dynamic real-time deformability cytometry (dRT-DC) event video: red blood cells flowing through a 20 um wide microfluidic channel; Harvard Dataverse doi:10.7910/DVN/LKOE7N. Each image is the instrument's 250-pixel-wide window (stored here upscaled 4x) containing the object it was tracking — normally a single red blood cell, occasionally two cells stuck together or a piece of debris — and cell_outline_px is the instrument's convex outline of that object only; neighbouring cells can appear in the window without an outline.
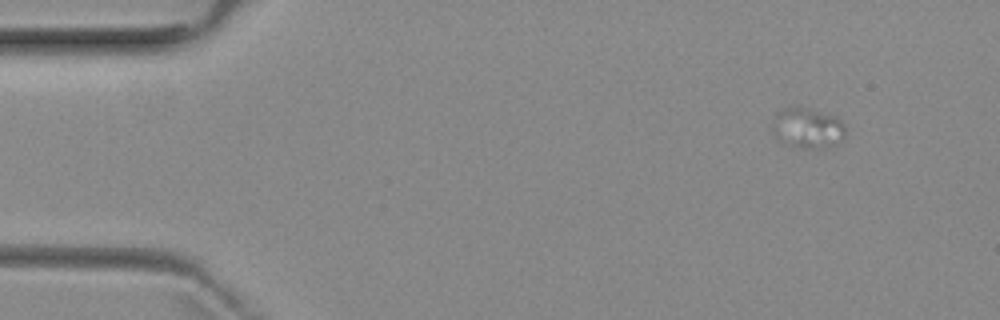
{"species": "common noctule bat (a hibernating species)", "species_latin": "Nyctalus noctula", "temperature_condition": "room temperature", "stored_images_in_passage": 4, "camera_frame_rate_fps": 3000, "um_per_image_px": 0.085, "animal": {"sex": "female", "body_mass_g": 29.2, "forearm_length_mm": 56.3}, "frame": {"image": 1, "passage_image": 2, "time_ms": 1.0, "image_size_px": [1000, 320], "cell_outline_px": [[844, 136], [832, 144], [820, 148], [804, 148], [788, 144], [772, 136], [772, 132], [776, 112], [784, 108], [804, 108], [836, 116], [844, 124]], "centroid_in_image_um": [68.6, 10.88], "position_along_channel_um": 16.4, "area_um2": 16.65}}
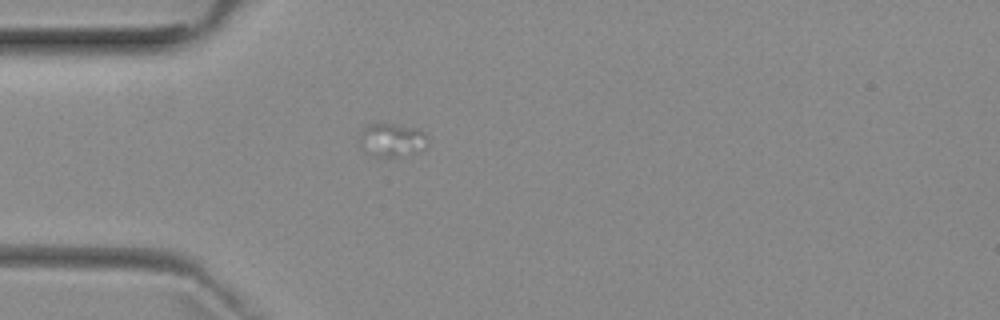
{"frame": {"image": 2, "passage_image": 4, "time_ms": 4.333, "image_size_px": [1000, 320], "cell_outline_px": [[428, 148], [420, 152], [392, 156], [376, 156], [364, 152], [360, 148], [360, 136], [364, 128], [372, 124], [392, 124], [420, 128], [424, 132], [428, 144]], "centroid_in_image_um": [33.35, 11.91], "position_along_channel_um": 51.6, "area_um2": 13.29}}